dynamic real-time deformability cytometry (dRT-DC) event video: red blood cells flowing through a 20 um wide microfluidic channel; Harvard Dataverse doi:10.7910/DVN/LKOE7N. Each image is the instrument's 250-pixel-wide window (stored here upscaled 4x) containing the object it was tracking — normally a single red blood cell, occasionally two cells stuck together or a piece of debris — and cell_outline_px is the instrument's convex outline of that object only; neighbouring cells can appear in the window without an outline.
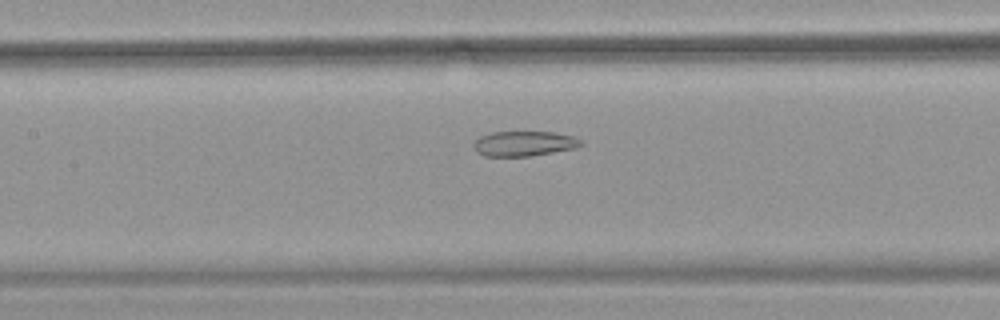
{"species": "common noctule bat (a hibernating species)", "species_latin": "Nyctalus noctula", "temperature_condition": "warm", "stored_images_in_passage": 54, "segment_of_instrument_passage": [2, 2], "camera_frame_rate_fps": 3000, "um_per_image_px": 0.085, "animal": {"sex": "female", "body_mass_g": 18.4}, "frame": {"image": 1, "passage_image": 26, "time_ms": 8.333, "image_size_px": [1000, 320], "cell_outline_px": [[584, 144], [576, 148], [532, 156], [484, 156], [476, 152], [472, 148], [472, 144], [480, 136], [492, 132], [556, 132], [576, 136]], "centroid_in_image_um": [44.55, 12.2], "position_along_channel_um": 162.9, "area_um2": 15.9}}
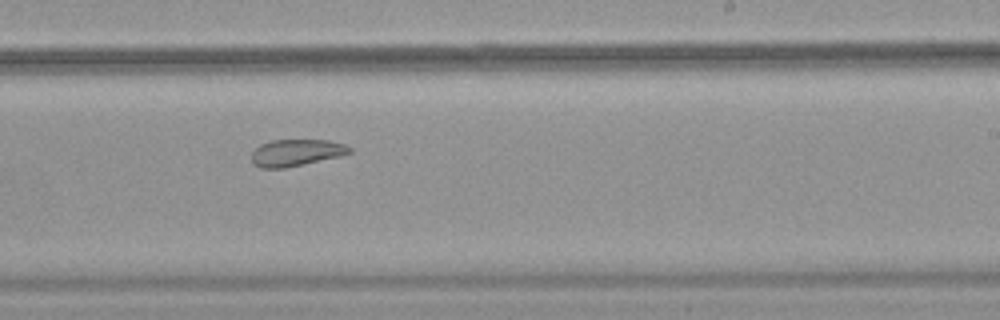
{"frame": {"image": 2, "passage_image": 34, "time_ms": 11.0, "image_size_px": [1000, 320], "cell_outline_px": [[352, 152], [340, 156], [304, 164], [284, 168], [260, 168], [252, 164], [252, 152], [260, 144], [272, 140], [328, 140], [344, 144], [352, 148]], "centroid_in_image_um": [25.16, 12.98], "position_along_channel_um": 263.8, "area_um2": 15.32}}
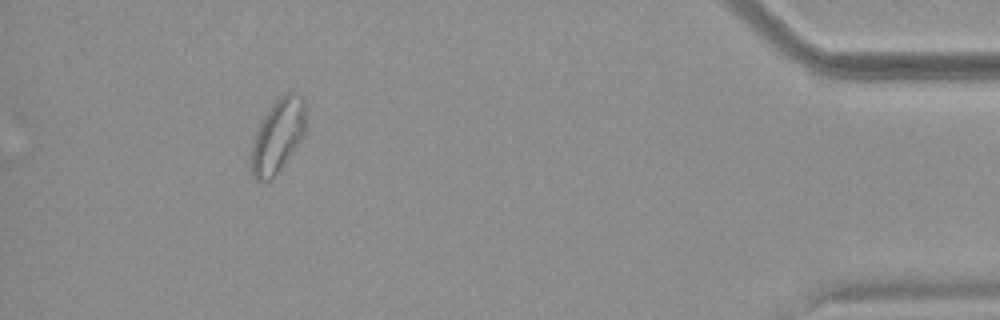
{"frame": {"image": 3, "passage_image": 50, "time_ms": 16.333, "image_size_px": [1000, 320], "cell_outline_px": [[308, 132], [276, 172], [268, 180], [256, 180], [252, 176], [248, 168], [248, 156], [252, 140], [260, 120], [268, 108], [280, 96], [288, 92], [296, 92], [304, 96], [308, 124]], "centroid_in_image_um": [23.61, 11.5], "position_along_channel_um": 411.6, "area_um2": 24.45}}